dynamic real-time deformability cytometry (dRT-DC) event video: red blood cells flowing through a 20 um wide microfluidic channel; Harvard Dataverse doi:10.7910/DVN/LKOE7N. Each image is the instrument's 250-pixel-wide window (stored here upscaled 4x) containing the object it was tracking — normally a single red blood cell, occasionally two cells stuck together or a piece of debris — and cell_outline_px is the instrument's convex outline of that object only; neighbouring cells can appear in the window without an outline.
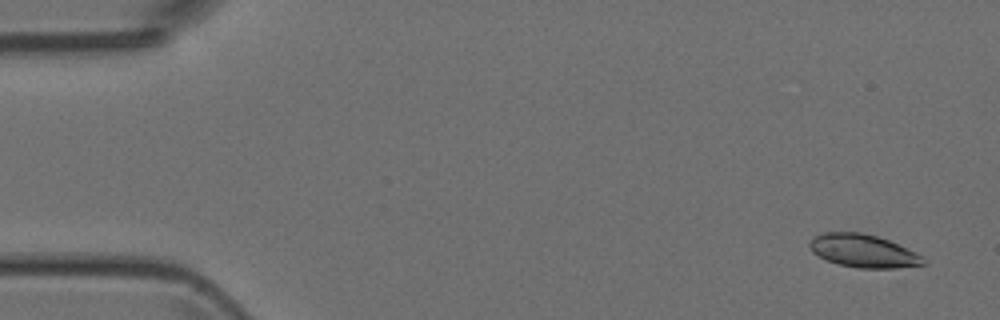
{"species": "Egyptian fruit bat (a non-hibernating species)", "species_latin": "Rousettus aegyptiacus", "temperature_condition": "room temperature", "stored_images_in_passage": 7, "camera_frame_rate_fps": 3000, "um_per_image_px": 0.085, "animal": {"sex": "female"}, "frame": {"image": 1, "passage_image": 1, "time_ms": 0.0, "image_size_px": [1000, 320], "cell_outline_px": [[928, 264], [896, 268], [856, 268], [840, 264], [828, 260], [812, 252], [808, 244], [816, 236], [824, 232], [860, 232], [876, 236], [888, 240], [916, 252]], "centroid_in_image_um": [73.39, 21.33], "position_along_channel_um": 11.6, "area_um2": 21.62}}
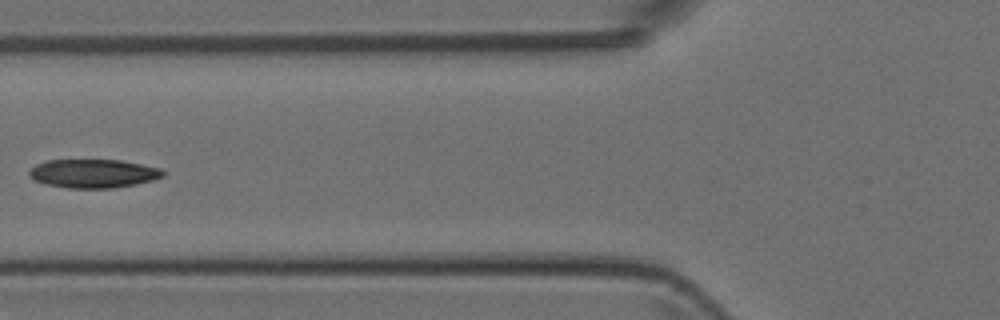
{"frame": {"image": 2, "passage_image": 6, "time_ms": 5.667, "image_size_px": [1000, 320], "cell_outline_px": [[164, 176], [152, 180], [136, 184], [112, 188], [68, 188], [48, 184], [32, 180], [28, 176], [28, 172], [36, 164], [48, 160], [120, 160], [160, 168], [164, 172]], "centroid_in_image_um": [7.91, 14.75], "position_along_channel_um": 117.9, "area_um2": 22.25}}
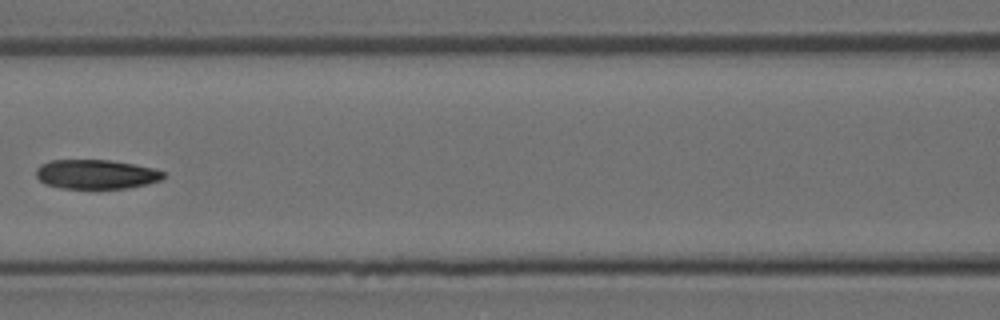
{"frame": {"image": 3, "passage_image": 7, "time_ms": 6.667, "image_size_px": [1000, 320], "cell_outline_px": [[164, 176], [160, 180], [148, 184], [128, 188], [60, 188], [44, 184], [36, 176], [36, 168], [40, 164], [52, 160], [112, 160], [152, 168], [164, 172]], "centroid_in_image_um": [8.13, 14.81], "position_along_channel_um": 158.5, "area_um2": 21.73}}